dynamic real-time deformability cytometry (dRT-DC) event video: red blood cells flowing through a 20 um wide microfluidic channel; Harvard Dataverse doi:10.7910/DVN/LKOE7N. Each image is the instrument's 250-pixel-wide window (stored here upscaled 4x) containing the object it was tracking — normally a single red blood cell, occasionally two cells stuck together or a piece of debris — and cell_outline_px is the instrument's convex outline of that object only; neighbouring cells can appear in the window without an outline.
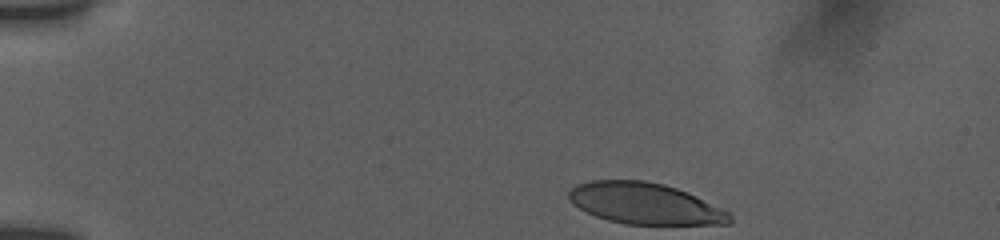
{"species": "human", "species_latin": "Homo sapiens", "temperature_condition": "room temperature", "stored_images_in_passage": 5, "camera_frame_rate_fps": 3000, "um_per_image_px": 0.085, "donor": {"sex": "female"}, "frame": {"image": 1, "passage_image": 1, "time_ms": 0.0, "image_size_px": [1000, 240], "cell_outline_px": [[732, 224], [624, 224], [608, 220], [596, 216], [572, 204], [568, 196], [568, 192], [576, 184], [592, 180], [644, 180], [664, 184], [688, 192], [732, 212]], "centroid_in_image_um": [54.86, 17.3], "position_along_channel_um": 30.1, "area_um2": 38.9}}
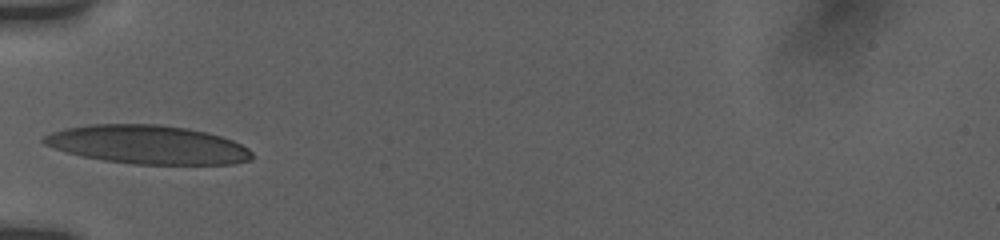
{"frame": {"image": 2, "passage_image": 4, "time_ms": 3.333, "image_size_px": [1000, 240], "cell_outline_px": [[252, 160], [232, 164], [132, 164], [104, 160], [84, 156], [68, 152], [44, 144], [40, 140], [44, 136], [52, 132], [64, 128], [88, 124], [160, 124], [188, 128], [220, 136], [232, 140], [248, 148], [252, 152]], "centroid_in_image_um": [12.56, 12.29], "position_along_channel_um": 72.4, "area_um2": 46.76}}
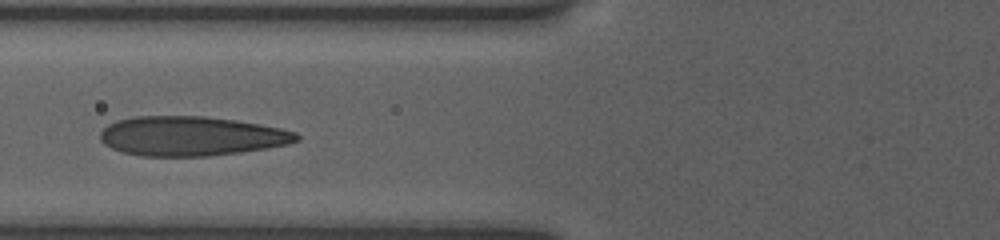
{"frame": {"image": 3, "passage_image": 5, "time_ms": 4.333, "image_size_px": [1000, 240], "cell_outline_px": [[300, 140], [288, 144], [268, 148], [240, 152], [208, 156], [140, 156], [120, 152], [104, 144], [100, 140], [100, 132], [108, 124], [116, 120], [136, 116], [204, 116], [236, 120], [280, 128], [296, 132], [300, 136]], "centroid_in_image_um": [16.24, 11.57], "position_along_channel_um": 109.6, "area_um2": 45.37}}